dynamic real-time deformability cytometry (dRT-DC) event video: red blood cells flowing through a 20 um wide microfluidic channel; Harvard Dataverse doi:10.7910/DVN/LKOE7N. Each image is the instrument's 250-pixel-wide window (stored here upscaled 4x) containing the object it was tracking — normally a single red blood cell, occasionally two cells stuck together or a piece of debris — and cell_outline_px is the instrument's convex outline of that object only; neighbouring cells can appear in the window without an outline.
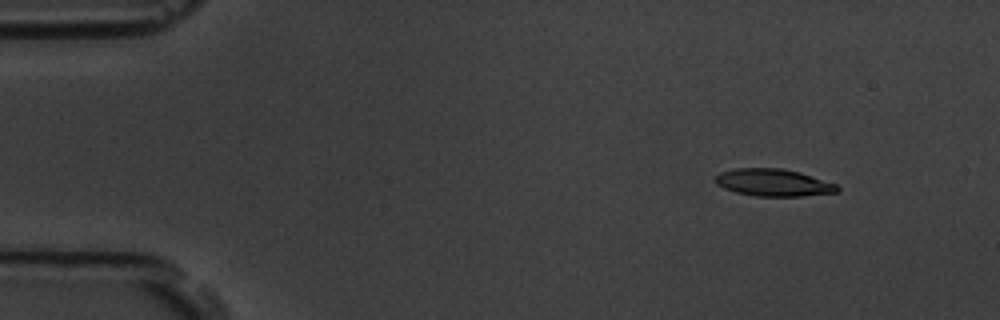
{"species": "common noctule bat (a hibernating species)", "species_latin": "Nyctalus noctula", "temperature_condition": "room temperature", "stored_images_in_passage": 4, "camera_frame_rate_fps": 3000, "um_per_image_px": 0.085, "animal": {"sex": "male", "body_mass_g": 19.5, "forearm_length_mm": 54.6}, "frame": {"image": 1, "passage_image": 1, "time_ms": 0.0, "image_size_px": [1000, 320], "cell_outline_px": [[840, 192], [800, 196], [756, 196], [736, 192], [724, 188], [716, 184], [716, 176], [720, 172], [736, 168], [780, 168], [800, 172], [836, 184], [840, 188]], "centroid_in_image_um": [65.75, 15.52], "position_along_channel_um": 19.2, "area_um2": 19.31}}
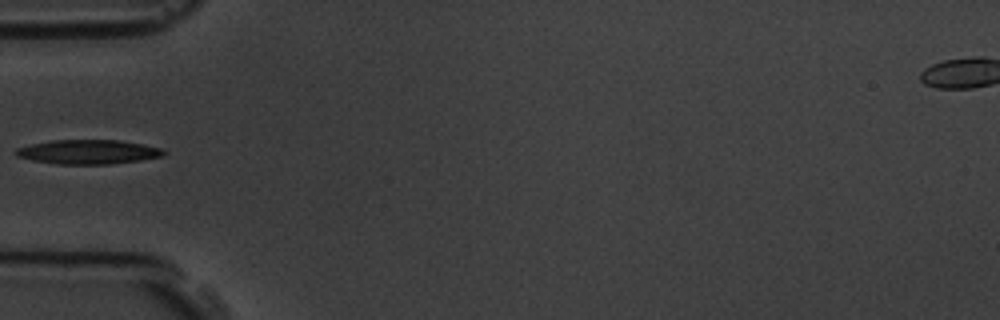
{"frame": {"image": 2, "passage_image": 4, "time_ms": 4.0, "image_size_px": [1000, 320], "cell_outline_px": [[168, 152], [160, 156], [140, 160], [108, 164], [56, 164], [32, 160], [16, 156], [16, 148], [32, 144], [52, 140], [120, 140], [160, 148]], "centroid_in_image_um": [7.47, 12.91], "position_along_channel_um": 77.5, "area_um2": 20.69}}